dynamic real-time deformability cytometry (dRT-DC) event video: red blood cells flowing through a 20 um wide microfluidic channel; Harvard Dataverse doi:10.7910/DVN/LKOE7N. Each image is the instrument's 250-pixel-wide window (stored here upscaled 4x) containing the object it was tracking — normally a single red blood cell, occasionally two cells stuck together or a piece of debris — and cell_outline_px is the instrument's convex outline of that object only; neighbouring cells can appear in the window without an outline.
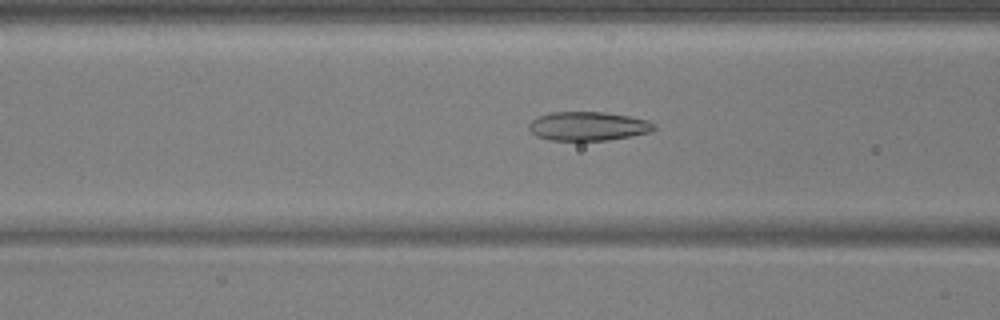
{"species": "common noctule bat (a hibernating species)", "species_latin": "Nyctalus noctula", "temperature_condition": "warm", "stored_images_in_passage": 54, "camera_frame_rate_fps": 3000, "um_per_image_px": 0.085, "animal": {"sex": "male", "body_mass_g": 17.9, "forearm_length_mm": 54.2}, "frame": {"image": 1, "passage_image": 22, "time_ms": 7.0, "image_size_px": [1000, 320], "cell_outline_px": [[656, 128], [652, 132], [632, 136], [608, 140], [548, 140], [536, 136], [528, 128], [528, 124], [532, 120], [540, 116], [552, 112], [604, 112], [628, 116], [648, 120], [656, 124]], "centroid_in_image_um": [50.02, 10.73], "position_along_channel_um": 116.6, "area_um2": 21.15}}
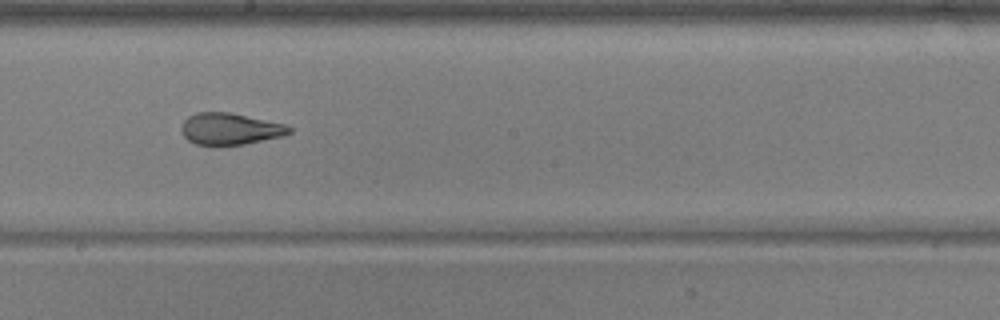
{"frame": {"image": 2, "passage_image": 31, "time_ms": 10.0, "image_size_px": [1000, 320], "cell_outline_px": [[292, 132], [284, 136], [244, 144], [196, 144], [188, 140], [180, 132], [180, 128], [184, 120], [188, 116], [196, 112], [232, 112], [284, 124], [292, 128]], "centroid_in_image_um": [19.55, 10.93], "position_along_channel_um": 228.6, "area_um2": 19.88}}
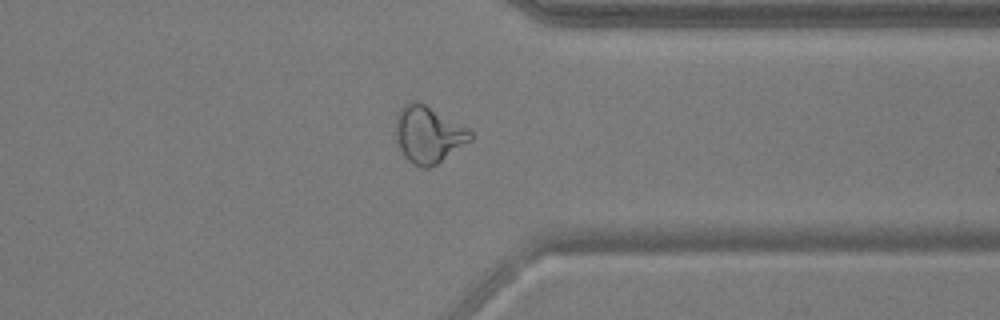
{"frame": {"image": 3, "passage_image": 43, "time_ms": 14.0, "image_size_px": [1000, 320], "cell_outline_px": [[472, 140], [436, 164], [428, 168], [420, 168], [412, 164], [404, 156], [396, 140], [396, 116], [400, 108], [408, 100], [412, 100], [424, 104], [468, 128], [472, 132]], "centroid_in_image_um": [36.39, 11.44], "position_along_channel_um": 375.0, "area_um2": 24.62}, "authors_computed_cell_mechanics": {"area_um2": 22.1085, "velocity_mm_per_s": 3.7287, "shape_relaxation_time_tau1_ms": 9.0286, "shape_relaxation_time_tau2_ms": 1.5391, "deformation_change_tau1": 0.2498, "deformation_change_tau2": 0.0899}}